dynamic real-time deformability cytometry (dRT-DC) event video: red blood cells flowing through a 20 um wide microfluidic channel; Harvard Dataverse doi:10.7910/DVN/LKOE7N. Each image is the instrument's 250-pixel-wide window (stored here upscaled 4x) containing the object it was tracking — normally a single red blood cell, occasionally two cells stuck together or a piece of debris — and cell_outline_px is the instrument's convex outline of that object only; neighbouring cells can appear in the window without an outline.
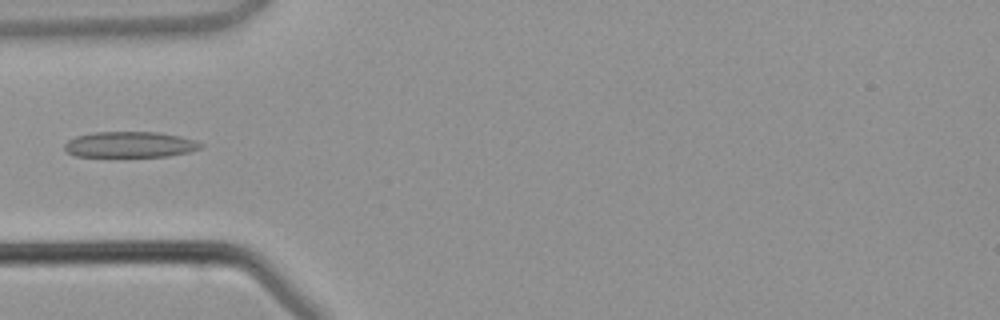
{"species": "common noctule bat (a hibernating species)", "species_latin": "Nyctalus noctula", "temperature_condition": "warm", "stored_images_in_passage": 3, "camera_frame_rate_fps": 3000, "um_per_image_px": 0.085, "animal": {"sex": "male", "body_mass_g": 21.5, "forearm_length_mm": 52.0}, "frame": {"image": 1, "passage_image": 3, "time_ms": 3.333, "image_size_px": [1000, 320], "cell_outline_px": [[204, 144], [200, 148], [188, 152], [168, 156], [76, 156], [68, 152], [64, 148], [64, 144], [68, 140], [76, 136], [96, 132], [156, 132], [180, 136], [196, 140]], "centroid_in_image_um": [11.06, 12.28], "position_along_channel_um": 73.9, "area_um2": 20.35}}